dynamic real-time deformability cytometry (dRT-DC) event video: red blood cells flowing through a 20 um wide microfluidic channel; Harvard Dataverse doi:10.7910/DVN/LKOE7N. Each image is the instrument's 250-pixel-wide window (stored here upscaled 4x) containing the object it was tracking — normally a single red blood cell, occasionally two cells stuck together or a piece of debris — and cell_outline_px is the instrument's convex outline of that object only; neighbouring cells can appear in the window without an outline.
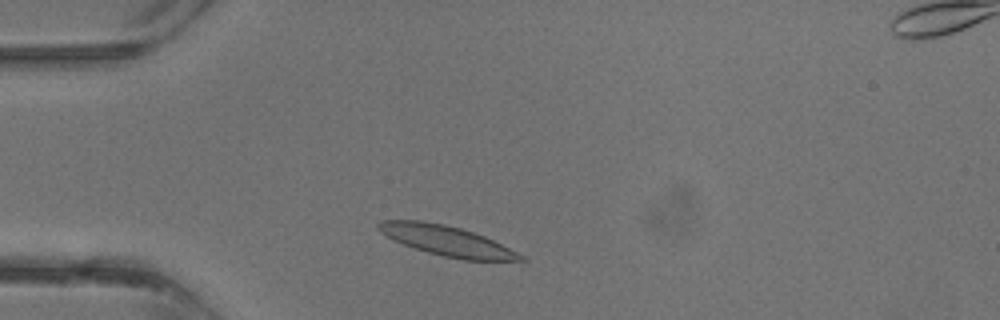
{"species": "common noctule bat (a hibernating species)", "species_latin": "Nyctalus noctula", "temperature_condition": "warm", "stored_images_in_passage": 26, "camera_frame_rate_fps": 3000, "um_per_image_px": 0.085, "animal": {"sex": "male", "body_mass_g": 13.3}, "frame": {"image": 1, "passage_image": 3, "time_ms": 0.667, "image_size_px": [1000, 320], "cell_outline_px": [[528, 260], [464, 260], [444, 256], [428, 252], [404, 244], [380, 232], [376, 228], [376, 224], [380, 220], [420, 220], [444, 224], [460, 228], [484, 236], [524, 256]], "centroid_in_image_um": [37.93, 20.45], "position_along_channel_um": 47.1, "area_um2": 24.39}}
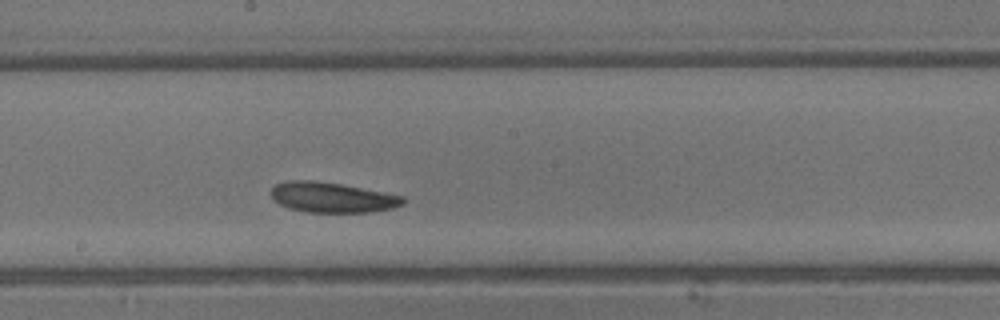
{"frame": {"image": 2, "passage_image": 14, "time_ms": 4.333, "image_size_px": [1000, 320], "cell_outline_px": [[404, 204], [392, 208], [372, 212], [308, 212], [288, 208], [280, 204], [272, 196], [272, 188], [276, 184], [292, 180], [312, 180], [340, 184], [404, 196]], "centroid_in_image_um": [28.25, 16.78], "position_along_channel_um": 220.0, "area_um2": 22.95}}
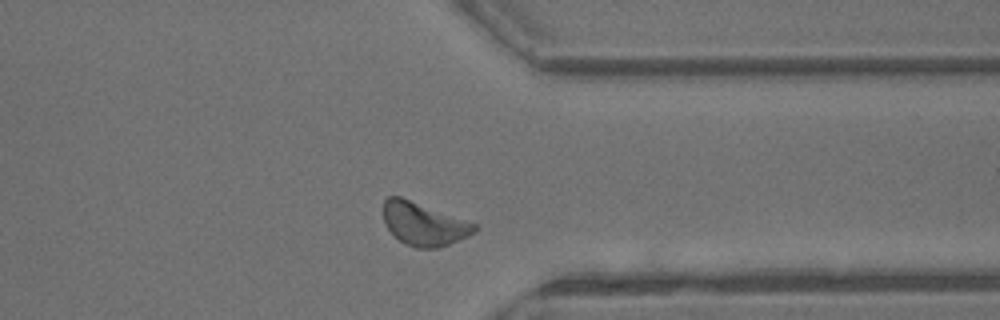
{"frame": {"image": 3, "passage_image": 23, "time_ms": 7.333, "image_size_px": [1000, 320], "cell_outline_px": [[480, 228], [468, 236], [440, 248], [416, 248], [404, 244], [384, 224], [384, 200], [388, 196], [400, 196], [480, 224]], "centroid_in_image_um": [36.08, 19.03], "position_along_channel_um": 375.3, "area_um2": 23.12}}